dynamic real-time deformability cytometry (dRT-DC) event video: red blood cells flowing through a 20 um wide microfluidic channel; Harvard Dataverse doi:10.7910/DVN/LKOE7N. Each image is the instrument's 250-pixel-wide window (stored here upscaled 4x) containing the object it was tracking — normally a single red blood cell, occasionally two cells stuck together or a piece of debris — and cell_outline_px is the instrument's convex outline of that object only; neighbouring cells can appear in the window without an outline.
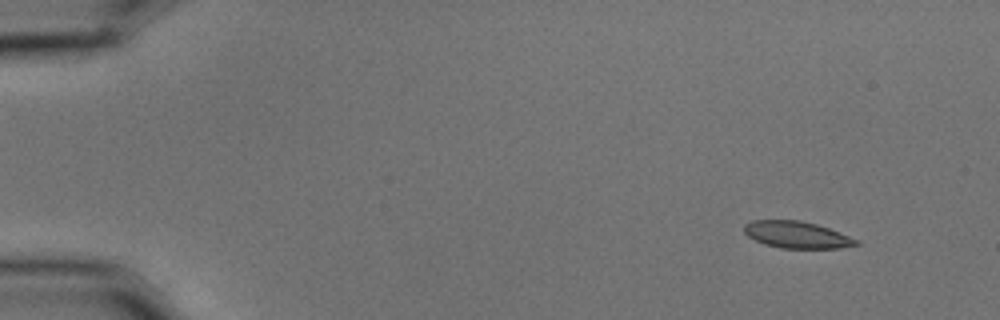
{"species": "common noctule bat (a hibernating species)", "species_latin": "Nyctalus noctula", "temperature_condition": "cold", "stored_images_in_passage": 5, "camera_frame_rate_fps": 3000, "um_per_image_px": 0.085, "animal": {"sex": "male", "body_mass_g": 15.6}, "frame": {"image": 1, "passage_image": 1, "time_ms": 0.0, "image_size_px": [1000, 320], "cell_outline_px": [[860, 244], [840, 248], [780, 248], [764, 244], [748, 236], [744, 232], [744, 224], [752, 220], [800, 220], [816, 224], [840, 232], [860, 240]], "centroid_in_image_um": [67.74, 19.95], "position_along_channel_um": 17.3, "area_um2": 17.57}}
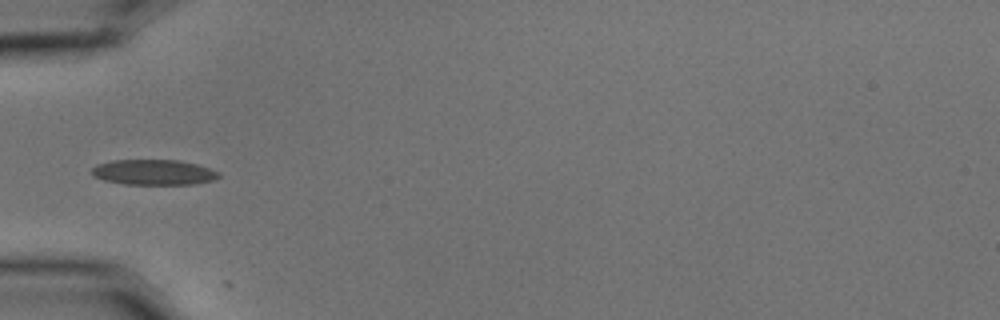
{"frame": {"image": 2, "passage_image": 5, "time_ms": 1.333, "image_size_px": [1000, 320], "cell_outline_px": [[220, 176], [212, 180], [192, 184], [124, 184], [104, 180], [92, 176], [92, 168], [96, 164], [112, 160], [180, 160], [196, 164], [220, 172]], "centroid_in_image_um": [13.03, 14.63], "position_along_channel_um": 72.0, "area_um2": 18.73}}